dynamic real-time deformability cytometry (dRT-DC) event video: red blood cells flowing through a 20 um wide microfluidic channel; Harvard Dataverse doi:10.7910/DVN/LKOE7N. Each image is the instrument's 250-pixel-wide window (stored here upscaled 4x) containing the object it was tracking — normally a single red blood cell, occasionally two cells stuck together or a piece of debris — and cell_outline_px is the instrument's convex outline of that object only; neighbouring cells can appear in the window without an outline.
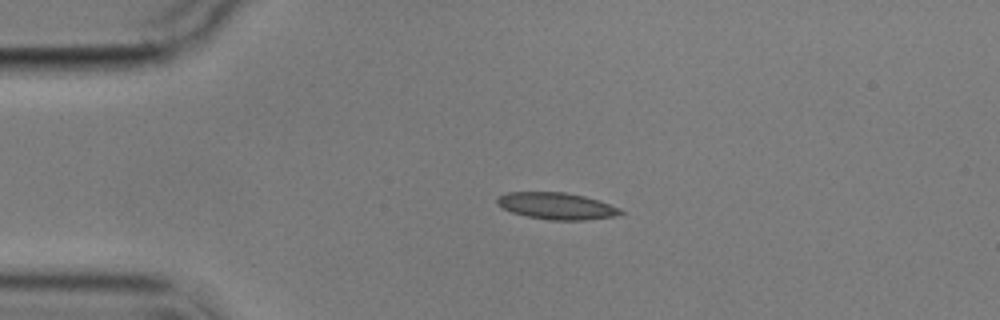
{"species": "common noctule bat (a hibernating species)", "species_latin": "Nyctalus noctula", "temperature_condition": "cold", "stored_images_in_passage": 3, "camera_frame_rate_fps": 3000, "um_per_image_px": 0.085, "animal": {"sex": "male", "body_mass_g": 17.9}, "frame": {"image": 1, "passage_image": 1, "time_ms": 0.0, "image_size_px": [1000, 320], "cell_outline_px": [[624, 212], [616, 216], [584, 220], [548, 220], [528, 216], [512, 212], [504, 208], [496, 200], [496, 196], [508, 192], [564, 192], [584, 196], [600, 200], [620, 208]], "centroid_in_image_um": [47.34, 17.5], "position_along_channel_um": 37.7, "area_um2": 19.19}}
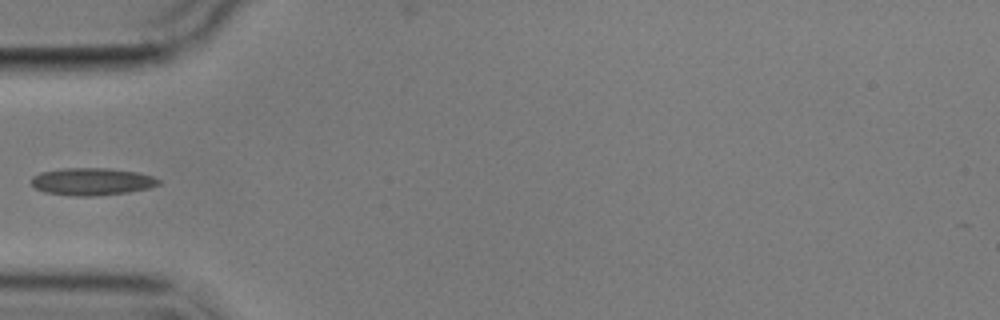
{"frame": {"image": 2, "passage_image": 2, "time_ms": 2.0, "image_size_px": [1000, 320], "cell_outline_px": [[160, 184], [148, 188], [128, 192], [96, 196], [72, 196], [44, 192], [36, 188], [32, 184], [32, 176], [40, 172], [68, 168], [108, 168], [136, 172], [152, 176], [160, 180]], "centroid_in_image_um": [7.81, 15.44], "position_along_channel_um": 77.2, "area_um2": 20.23}}